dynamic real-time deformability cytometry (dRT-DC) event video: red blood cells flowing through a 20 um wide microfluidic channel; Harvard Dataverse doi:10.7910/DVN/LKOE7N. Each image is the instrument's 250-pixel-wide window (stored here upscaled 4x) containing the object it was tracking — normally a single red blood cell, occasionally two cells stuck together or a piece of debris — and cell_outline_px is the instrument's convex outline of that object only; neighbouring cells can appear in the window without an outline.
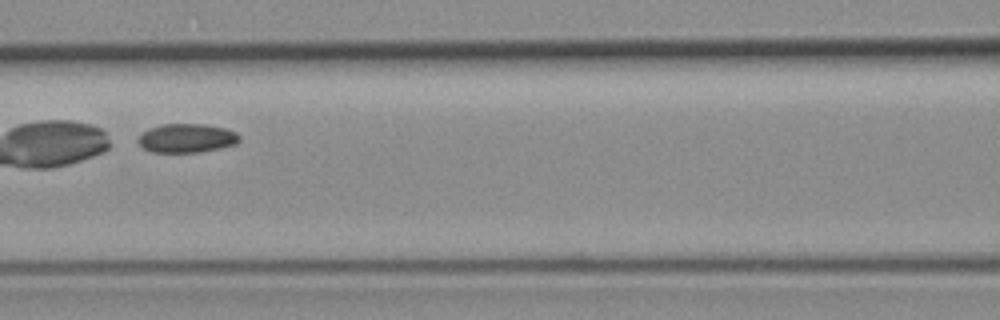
{"species": "common noctule bat (a hibernating species)", "species_latin": "Nyctalus noctula", "temperature_condition": "room temperature", "stored_images_in_passage": 34, "camera_frame_rate_fps": 3000, "um_per_image_px": 0.085, "animal": {"sex": "female", "body_mass_g": 19.3, "forearm_length_mm": 54.1}, "frame": {"image": 1, "passage_image": 10, "time_ms": 3.0, "image_size_px": [1000, 320], "cell_outline_px": [[240, 140], [236, 144], [200, 152], [152, 152], [144, 148], [136, 140], [148, 128], [164, 124], [204, 124], [224, 128], [236, 132], [240, 136]], "centroid_in_image_um": [15.88, 11.74], "position_along_channel_um": 150.7, "area_um2": 16.94}}
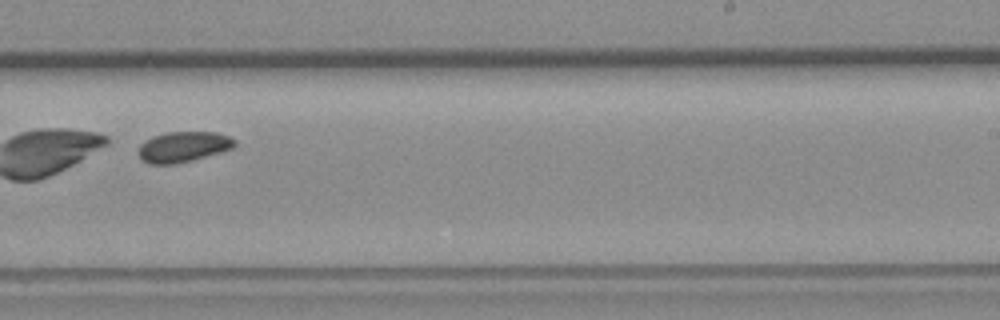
{"frame": {"image": 2, "passage_image": 20, "time_ms": 6.333, "image_size_px": [1000, 320], "cell_outline_px": [[236, 144], [232, 148], [220, 152], [192, 160], [172, 164], [148, 164], [140, 160], [136, 152], [140, 144], [144, 140], [152, 136], [164, 132], [216, 132], [228, 136], [236, 140]], "centroid_in_image_um": [15.5, 12.48], "position_along_channel_um": 273.5, "area_um2": 17.34}}